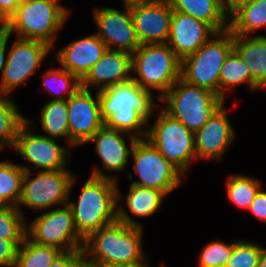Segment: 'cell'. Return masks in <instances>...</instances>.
<instances>
[{
	"instance_id": "obj_1",
	"label": "cell",
	"mask_w": 266,
	"mask_h": 267,
	"mask_svg": "<svg viewBox=\"0 0 266 267\" xmlns=\"http://www.w3.org/2000/svg\"><path fill=\"white\" fill-rule=\"evenodd\" d=\"M142 226L117 207V220L93 232L85 241L83 252L88 263L104 265L148 264L143 257Z\"/></svg>"
},
{
	"instance_id": "obj_2",
	"label": "cell",
	"mask_w": 266,
	"mask_h": 267,
	"mask_svg": "<svg viewBox=\"0 0 266 267\" xmlns=\"http://www.w3.org/2000/svg\"><path fill=\"white\" fill-rule=\"evenodd\" d=\"M101 117L104 125L137 138H145L147 131L140 129L148 122L153 111L151 91L142 89L133 79L113 84L98 91ZM133 130L138 134H133Z\"/></svg>"
},
{
	"instance_id": "obj_3",
	"label": "cell",
	"mask_w": 266,
	"mask_h": 267,
	"mask_svg": "<svg viewBox=\"0 0 266 267\" xmlns=\"http://www.w3.org/2000/svg\"><path fill=\"white\" fill-rule=\"evenodd\" d=\"M115 178L94 169L82 188L77 204L68 201L78 234L86 240L93 232L117 220L121 199Z\"/></svg>"
},
{
	"instance_id": "obj_4",
	"label": "cell",
	"mask_w": 266,
	"mask_h": 267,
	"mask_svg": "<svg viewBox=\"0 0 266 267\" xmlns=\"http://www.w3.org/2000/svg\"><path fill=\"white\" fill-rule=\"evenodd\" d=\"M68 12L57 0H22L1 28L10 35L16 31L17 38L40 41L52 47Z\"/></svg>"
},
{
	"instance_id": "obj_5",
	"label": "cell",
	"mask_w": 266,
	"mask_h": 267,
	"mask_svg": "<svg viewBox=\"0 0 266 267\" xmlns=\"http://www.w3.org/2000/svg\"><path fill=\"white\" fill-rule=\"evenodd\" d=\"M181 60L167 43L143 44L132 54V79L145 90L158 89L163 97L180 78Z\"/></svg>"
},
{
	"instance_id": "obj_6",
	"label": "cell",
	"mask_w": 266,
	"mask_h": 267,
	"mask_svg": "<svg viewBox=\"0 0 266 267\" xmlns=\"http://www.w3.org/2000/svg\"><path fill=\"white\" fill-rule=\"evenodd\" d=\"M212 38L195 53L181 60L180 78L219 96V74L227 56L234 49L233 34L228 29L215 33Z\"/></svg>"
},
{
	"instance_id": "obj_7",
	"label": "cell",
	"mask_w": 266,
	"mask_h": 267,
	"mask_svg": "<svg viewBox=\"0 0 266 267\" xmlns=\"http://www.w3.org/2000/svg\"><path fill=\"white\" fill-rule=\"evenodd\" d=\"M159 101L168 103L163 109L193 133L202 128L224 103L216 93L181 78Z\"/></svg>"
},
{
	"instance_id": "obj_8",
	"label": "cell",
	"mask_w": 266,
	"mask_h": 267,
	"mask_svg": "<svg viewBox=\"0 0 266 267\" xmlns=\"http://www.w3.org/2000/svg\"><path fill=\"white\" fill-rule=\"evenodd\" d=\"M130 136V147L134 160V170L141 182L131 184L146 188H154L165 195L171 193L184 175L176 166L166 160L159 150L146 138Z\"/></svg>"
},
{
	"instance_id": "obj_9",
	"label": "cell",
	"mask_w": 266,
	"mask_h": 267,
	"mask_svg": "<svg viewBox=\"0 0 266 267\" xmlns=\"http://www.w3.org/2000/svg\"><path fill=\"white\" fill-rule=\"evenodd\" d=\"M146 139L183 174L196 158L194 133L163 108Z\"/></svg>"
},
{
	"instance_id": "obj_10",
	"label": "cell",
	"mask_w": 266,
	"mask_h": 267,
	"mask_svg": "<svg viewBox=\"0 0 266 267\" xmlns=\"http://www.w3.org/2000/svg\"><path fill=\"white\" fill-rule=\"evenodd\" d=\"M24 170L22 193L17 208L26 205L28 208L45 210L53 205H67L70 190L75 184V177L66 169L39 171L35 178L31 177L29 167L20 165ZM20 205V206H19Z\"/></svg>"
},
{
	"instance_id": "obj_11",
	"label": "cell",
	"mask_w": 266,
	"mask_h": 267,
	"mask_svg": "<svg viewBox=\"0 0 266 267\" xmlns=\"http://www.w3.org/2000/svg\"><path fill=\"white\" fill-rule=\"evenodd\" d=\"M26 228L28 238L41 245L52 246L63 252L84 247L85 240L76 230L68 205L43 213Z\"/></svg>"
},
{
	"instance_id": "obj_12",
	"label": "cell",
	"mask_w": 266,
	"mask_h": 267,
	"mask_svg": "<svg viewBox=\"0 0 266 267\" xmlns=\"http://www.w3.org/2000/svg\"><path fill=\"white\" fill-rule=\"evenodd\" d=\"M50 49L43 42L17 38L7 55L0 92L8 94L18 85L26 84Z\"/></svg>"
},
{
	"instance_id": "obj_13",
	"label": "cell",
	"mask_w": 266,
	"mask_h": 267,
	"mask_svg": "<svg viewBox=\"0 0 266 267\" xmlns=\"http://www.w3.org/2000/svg\"><path fill=\"white\" fill-rule=\"evenodd\" d=\"M124 11L112 8H95L94 20L99 29L97 36L104 42L107 49L125 51L133 54L140 46L130 6Z\"/></svg>"
},
{
	"instance_id": "obj_14",
	"label": "cell",
	"mask_w": 266,
	"mask_h": 267,
	"mask_svg": "<svg viewBox=\"0 0 266 267\" xmlns=\"http://www.w3.org/2000/svg\"><path fill=\"white\" fill-rule=\"evenodd\" d=\"M69 143L82 145L104 125L98 93L95 100L89 90L80 88L67 99Z\"/></svg>"
},
{
	"instance_id": "obj_15",
	"label": "cell",
	"mask_w": 266,
	"mask_h": 267,
	"mask_svg": "<svg viewBox=\"0 0 266 267\" xmlns=\"http://www.w3.org/2000/svg\"><path fill=\"white\" fill-rule=\"evenodd\" d=\"M30 123L31 120L26 119L20 127L15 150L42 171L65 169L69 154L66 148L55 142L54 138L30 133L27 130Z\"/></svg>"
},
{
	"instance_id": "obj_16",
	"label": "cell",
	"mask_w": 266,
	"mask_h": 267,
	"mask_svg": "<svg viewBox=\"0 0 266 267\" xmlns=\"http://www.w3.org/2000/svg\"><path fill=\"white\" fill-rule=\"evenodd\" d=\"M130 12L141 45L167 43L173 14L168 0L132 5Z\"/></svg>"
},
{
	"instance_id": "obj_17",
	"label": "cell",
	"mask_w": 266,
	"mask_h": 267,
	"mask_svg": "<svg viewBox=\"0 0 266 267\" xmlns=\"http://www.w3.org/2000/svg\"><path fill=\"white\" fill-rule=\"evenodd\" d=\"M215 33L217 32L208 23L190 15L173 11L167 44L182 60L195 53Z\"/></svg>"
},
{
	"instance_id": "obj_18",
	"label": "cell",
	"mask_w": 266,
	"mask_h": 267,
	"mask_svg": "<svg viewBox=\"0 0 266 267\" xmlns=\"http://www.w3.org/2000/svg\"><path fill=\"white\" fill-rule=\"evenodd\" d=\"M234 137V129L223 103L203 127L194 133L196 159H220Z\"/></svg>"
},
{
	"instance_id": "obj_19",
	"label": "cell",
	"mask_w": 266,
	"mask_h": 267,
	"mask_svg": "<svg viewBox=\"0 0 266 267\" xmlns=\"http://www.w3.org/2000/svg\"><path fill=\"white\" fill-rule=\"evenodd\" d=\"M132 54L125 51L107 49L100 60L80 81L81 88L89 90V86L100 85L98 91L110 85L132 79Z\"/></svg>"
},
{
	"instance_id": "obj_20",
	"label": "cell",
	"mask_w": 266,
	"mask_h": 267,
	"mask_svg": "<svg viewBox=\"0 0 266 267\" xmlns=\"http://www.w3.org/2000/svg\"><path fill=\"white\" fill-rule=\"evenodd\" d=\"M106 50L107 47L104 42L96 34H92L71 42L57 52L56 57L62 68L81 81Z\"/></svg>"
},
{
	"instance_id": "obj_21",
	"label": "cell",
	"mask_w": 266,
	"mask_h": 267,
	"mask_svg": "<svg viewBox=\"0 0 266 267\" xmlns=\"http://www.w3.org/2000/svg\"><path fill=\"white\" fill-rule=\"evenodd\" d=\"M119 131L103 125L88 141H96L95 151L102 159L103 169L121 171L128 163L130 150Z\"/></svg>"
},
{
	"instance_id": "obj_22",
	"label": "cell",
	"mask_w": 266,
	"mask_h": 267,
	"mask_svg": "<svg viewBox=\"0 0 266 267\" xmlns=\"http://www.w3.org/2000/svg\"><path fill=\"white\" fill-rule=\"evenodd\" d=\"M233 46L250 70L251 90L266 87V37L233 35Z\"/></svg>"
},
{
	"instance_id": "obj_23",
	"label": "cell",
	"mask_w": 266,
	"mask_h": 267,
	"mask_svg": "<svg viewBox=\"0 0 266 267\" xmlns=\"http://www.w3.org/2000/svg\"><path fill=\"white\" fill-rule=\"evenodd\" d=\"M173 11L208 23L216 32L229 29L225 0H168ZM228 19V20H227Z\"/></svg>"
},
{
	"instance_id": "obj_24",
	"label": "cell",
	"mask_w": 266,
	"mask_h": 267,
	"mask_svg": "<svg viewBox=\"0 0 266 267\" xmlns=\"http://www.w3.org/2000/svg\"><path fill=\"white\" fill-rule=\"evenodd\" d=\"M229 20L233 35L248 36L252 31L266 26V0H257L239 7Z\"/></svg>"
},
{
	"instance_id": "obj_25",
	"label": "cell",
	"mask_w": 266,
	"mask_h": 267,
	"mask_svg": "<svg viewBox=\"0 0 266 267\" xmlns=\"http://www.w3.org/2000/svg\"><path fill=\"white\" fill-rule=\"evenodd\" d=\"M19 246L14 267H51L63 252L55 247L41 245L28 239L26 235Z\"/></svg>"
},
{
	"instance_id": "obj_26",
	"label": "cell",
	"mask_w": 266,
	"mask_h": 267,
	"mask_svg": "<svg viewBox=\"0 0 266 267\" xmlns=\"http://www.w3.org/2000/svg\"><path fill=\"white\" fill-rule=\"evenodd\" d=\"M42 129L49 138L67 137L69 142V126L67 100H50L40 113Z\"/></svg>"
},
{
	"instance_id": "obj_27",
	"label": "cell",
	"mask_w": 266,
	"mask_h": 267,
	"mask_svg": "<svg viewBox=\"0 0 266 267\" xmlns=\"http://www.w3.org/2000/svg\"><path fill=\"white\" fill-rule=\"evenodd\" d=\"M25 170L12 162H0V205L17 207Z\"/></svg>"
},
{
	"instance_id": "obj_28",
	"label": "cell",
	"mask_w": 266,
	"mask_h": 267,
	"mask_svg": "<svg viewBox=\"0 0 266 267\" xmlns=\"http://www.w3.org/2000/svg\"><path fill=\"white\" fill-rule=\"evenodd\" d=\"M5 96L6 93L0 92ZM0 96V149L3 146L15 147L20 127L26 118L18 112V107L11 98Z\"/></svg>"
},
{
	"instance_id": "obj_29",
	"label": "cell",
	"mask_w": 266,
	"mask_h": 267,
	"mask_svg": "<svg viewBox=\"0 0 266 267\" xmlns=\"http://www.w3.org/2000/svg\"><path fill=\"white\" fill-rule=\"evenodd\" d=\"M248 82L251 89V73L239 53L233 49L223 63L219 74V97L225 99V89Z\"/></svg>"
},
{
	"instance_id": "obj_30",
	"label": "cell",
	"mask_w": 266,
	"mask_h": 267,
	"mask_svg": "<svg viewBox=\"0 0 266 267\" xmlns=\"http://www.w3.org/2000/svg\"><path fill=\"white\" fill-rule=\"evenodd\" d=\"M165 196L162 191L157 189L131 184L126 202L133 215L146 217L159 209Z\"/></svg>"
},
{
	"instance_id": "obj_31",
	"label": "cell",
	"mask_w": 266,
	"mask_h": 267,
	"mask_svg": "<svg viewBox=\"0 0 266 267\" xmlns=\"http://www.w3.org/2000/svg\"><path fill=\"white\" fill-rule=\"evenodd\" d=\"M43 76L44 88L50 94H54L53 100H67L63 92L70 98L81 88L80 80L64 68L48 70Z\"/></svg>"
},
{
	"instance_id": "obj_32",
	"label": "cell",
	"mask_w": 266,
	"mask_h": 267,
	"mask_svg": "<svg viewBox=\"0 0 266 267\" xmlns=\"http://www.w3.org/2000/svg\"><path fill=\"white\" fill-rule=\"evenodd\" d=\"M227 194L231 202L238 207L249 209L255 195L261 188L257 179L243 175H231L226 183Z\"/></svg>"
},
{
	"instance_id": "obj_33",
	"label": "cell",
	"mask_w": 266,
	"mask_h": 267,
	"mask_svg": "<svg viewBox=\"0 0 266 267\" xmlns=\"http://www.w3.org/2000/svg\"><path fill=\"white\" fill-rule=\"evenodd\" d=\"M26 223L22 211L11 205H0V239L24 240Z\"/></svg>"
},
{
	"instance_id": "obj_34",
	"label": "cell",
	"mask_w": 266,
	"mask_h": 267,
	"mask_svg": "<svg viewBox=\"0 0 266 267\" xmlns=\"http://www.w3.org/2000/svg\"><path fill=\"white\" fill-rule=\"evenodd\" d=\"M263 247L244 240L235 241L225 267H258Z\"/></svg>"
},
{
	"instance_id": "obj_35",
	"label": "cell",
	"mask_w": 266,
	"mask_h": 267,
	"mask_svg": "<svg viewBox=\"0 0 266 267\" xmlns=\"http://www.w3.org/2000/svg\"><path fill=\"white\" fill-rule=\"evenodd\" d=\"M234 242H212L202 250L199 258L200 267H225L232 255Z\"/></svg>"
},
{
	"instance_id": "obj_36",
	"label": "cell",
	"mask_w": 266,
	"mask_h": 267,
	"mask_svg": "<svg viewBox=\"0 0 266 267\" xmlns=\"http://www.w3.org/2000/svg\"><path fill=\"white\" fill-rule=\"evenodd\" d=\"M23 240L0 239V266L14 267L19 246Z\"/></svg>"
},
{
	"instance_id": "obj_37",
	"label": "cell",
	"mask_w": 266,
	"mask_h": 267,
	"mask_svg": "<svg viewBox=\"0 0 266 267\" xmlns=\"http://www.w3.org/2000/svg\"><path fill=\"white\" fill-rule=\"evenodd\" d=\"M83 249L64 251L51 264V267H80L85 261Z\"/></svg>"
},
{
	"instance_id": "obj_38",
	"label": "cell",
	"mask_w": 266,
	"mask_h": 267,
	"mask_svg": "<svg viewBox=\"0 0 266 267\" xmlns=\"http://www.w3.org/2000/svg\"><path fill=\"white\" fill-rule=\"evenodd\" d=\"M249 210L255 217L266 222V192L262 191L261 188L255 195L254 200L251 202Z\"/></svg>"
},
{
	"instance_id": "obj_39",
	"label": "cell",
	"mask_w": 266,
	"mask_h": 267,
	"mask_svg": "<svg viewBox=\"0 0 266 267\" xmlns=\"http://www.w3.org/2000/svg\"><path fill=\"white\" fill-rule=\"evenodd\" d=\"M22 0H0V23L1 27L15 13Z\"/></svg>"
},
{
	"instance_id": "obj_40",
	"label": "cell",
	"mask_w": 266,
	"mask_h": 267,
	"mask_svg": "<svg viewBox=\"0 0 266 267\" xmlns=\"http://www.w3.org/2000/svg\"><path fill=\"white\" fill-rule=\"evenodd\" d=\"M10 38V34H7L1 27H0V72L3 75L4 67L6 64L5 59V49L7 46V41Z\"/></svg>"
},
{
	"instance_id": "obj_41",
	"label": "cell",
	"mask_w": 266,
	"mask_h": 267,
	"mask_svg": "<svg viewBox=\"0 0 266 267\" xmlns=\"http://www.w3.org/2000/svg\"><path fill=\"white\" fill-rule=\"evenodd\" d=\"M257 0H225V8L229 17L241 6L253 3Z\"/></svg>"
},
{
	"instance_id": "obj_42",
	"label": "cell",
	"mask_w": 266,
	"mask_h": 267,
	"mask_svg": "<svg viewBox=\"0 0 266 267\" xmlns=\"http://www.w3.org/2000/svg\"><path fill=\"white\" fill-rule=\"evenodd\" d=\"M154 0H123L125 6H132L136 4L148 3Z\"/></svg>"
},
{
	"instance_id": "obj_43",
	"label": "cell",
	"mask_w": 266,
	"mask_h": 267,
	"mask_svg": "<svg viewBox=\"0 0 266 267\" xmlns=\"http://www.w3.org/2000/svg\"><path fill=\"white\" fill-rule=\"evenodd\" d=\"M101 267H148V264H120V265H104Z\"/></svg>"
},
{
	"instance_id": "obj_44",
	"label": "cell",
	"mask_w": 266,
	"mask_h": 267,
	"mask_svg": "<svg viewBox=\"0 0 266 267\" xmlns=\"http://www.w3.org/2000/svg\"><path fill=\"white\" fill-rule=\"evenodd\" d=\"M258 267H266V249L263 248Z\"/></svg>"
},
{
	"instance_id": "obj_45",
	"label": "cell",
	"mask_w": 266,
	"mask_h": 267,
	"mask_svg": "<svg viewBox=\"0 0 266 267\" xmlns=\"http://www.w3.org/2000/svg\"><path fill=\"white\" fill-rule=\"evenodd\" d=\"M80 267H101V266H97L91 263H88L86 260L80 265Z\"/></svg>"
}]
</instances>
